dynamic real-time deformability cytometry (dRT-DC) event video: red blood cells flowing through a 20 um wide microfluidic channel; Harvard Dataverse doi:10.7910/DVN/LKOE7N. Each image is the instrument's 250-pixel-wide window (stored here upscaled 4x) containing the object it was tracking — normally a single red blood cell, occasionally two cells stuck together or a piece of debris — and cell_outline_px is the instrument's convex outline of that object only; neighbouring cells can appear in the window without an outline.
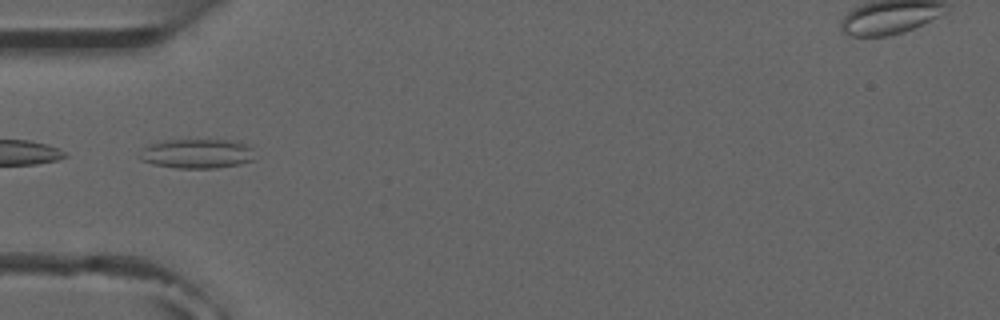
{"species": "common noctule bat (a hibernating species)", "species_latin": "Nyctalus noctula", "temperature_condition": "room temperature", "stored_images_in_passage": 1, "camera_frame_rate_fps": 3000, "um_per_image_px": 0.085, "animal": {"sex": "male", "forearm_length_mm": 52.5}, "frame": {"image": 1, "passage_image": 1, "time_ms": 0.0, "image_size_px": [1000, 320], "cell_outline_px": [[252, 160], [240, 164], [216, 168], [176, 168], [152, 164], [140, 160], [136, 156], [148, 144], [160, 140], [236, 140], [252, 148]], "centroid_in_image_um": [16.67, 13.06], "position_along_channel_um": 68.3, "area_um2": 19.94}}